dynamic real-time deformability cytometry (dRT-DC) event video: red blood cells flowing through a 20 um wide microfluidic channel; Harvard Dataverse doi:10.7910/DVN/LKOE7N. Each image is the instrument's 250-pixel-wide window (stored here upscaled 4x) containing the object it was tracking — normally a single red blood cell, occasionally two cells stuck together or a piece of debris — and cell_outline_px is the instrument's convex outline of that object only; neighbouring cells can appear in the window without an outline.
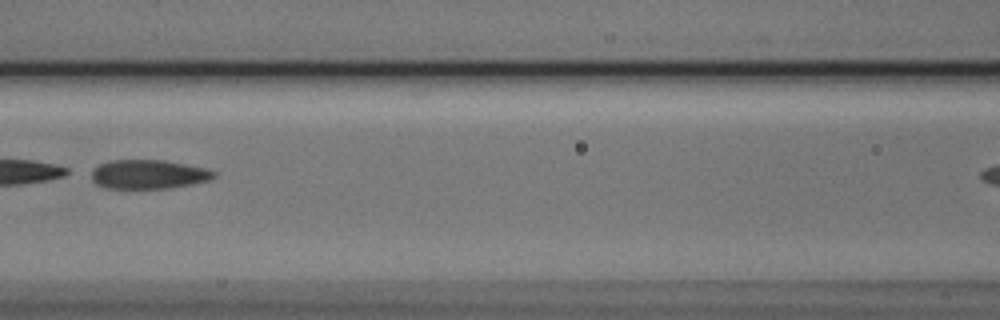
{"species": "Egyptian fruit bat (a non-hibernating species)", "species_latin": "Rousettus aegyptiacus", "temperature_condition": "cold", "stored_images_in_passage": 3, "camera_frame_rate_fps": 3000, "um_per_image_px": 0.085, "animal": {"sex": "male"}, "frame": {"image": 1, "passage_image": 3, "time_ms": 0.667, "image_size_px": [1000, 320], "cell_outline_px": [[216, 176], [208, 180], [192, 184], [168, 188], [104, 188], [96, 184], [92, 180], [92, 168], [100, 164], [112, 160], [164, 160], [208, 168], [216, 172]], "centroid_in_image_um": [12.62, 14.81], "position_along_channel_um": 154.0, "area_um2": 20.81}}